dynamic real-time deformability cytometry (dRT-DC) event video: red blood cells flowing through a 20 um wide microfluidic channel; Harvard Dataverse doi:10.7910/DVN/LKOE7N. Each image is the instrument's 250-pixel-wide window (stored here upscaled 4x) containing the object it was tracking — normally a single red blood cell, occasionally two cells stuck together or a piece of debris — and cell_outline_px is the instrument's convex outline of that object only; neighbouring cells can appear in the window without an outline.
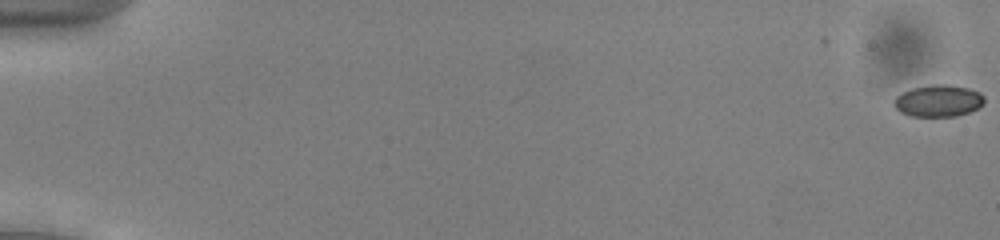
{"species": "common noctule bat (a hibernating species)", "species_latin": "Nyctalus noctula", "temperature_condition": "cold", "stored_images_in_passage": 17, "camera_frame_rate_fps": 3000, "um_per_image_px": 0.085, "animal": {"sex": "male", "body_mass_g": 13.0, "forearm_length_mm": 53.1}, "frame": {"image": 1, "passage_image": 1, "time_ms": 0.0, "image_size_px": [1000, 240], "cell_outline_px": [[984, 104], [968, 112], [956, 116], [908, 116], [900, 112], [896, 108], [896, 96], [912, 88], [936, 84], [948, 84], [968, 88], [980, 92], [984, 96]], "centroid_in_image_um": [79.79, 8.57], "position_along_channel_um": 5.2, "area_um2": 16.59}}
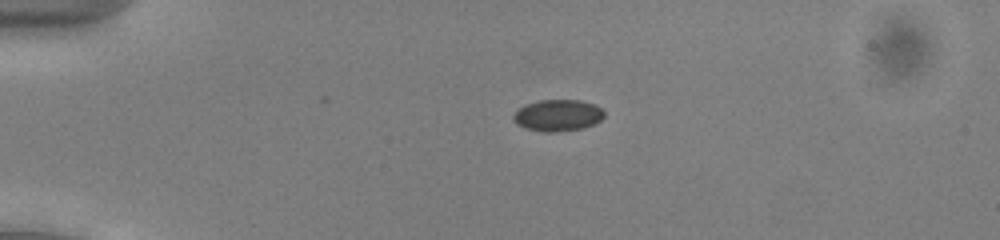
{"frame": {"image": 2, "passage_image": 14, "time_ms": 4.333, "image_size_px": [1000, 240], "cell_outline_px": [[604, 116], [600, 120], [584, 128], [556, 132], [540, 132], [524, 128], [516, 124], [512, 120], [512, 116], [524, 104], [540, 100], [580, 100], [596, 104], [604, 112]], "centroid_in_image_um": [47.38, 9.81], "position_along_channel_um": 37.6, "area_um2": 16.88}}